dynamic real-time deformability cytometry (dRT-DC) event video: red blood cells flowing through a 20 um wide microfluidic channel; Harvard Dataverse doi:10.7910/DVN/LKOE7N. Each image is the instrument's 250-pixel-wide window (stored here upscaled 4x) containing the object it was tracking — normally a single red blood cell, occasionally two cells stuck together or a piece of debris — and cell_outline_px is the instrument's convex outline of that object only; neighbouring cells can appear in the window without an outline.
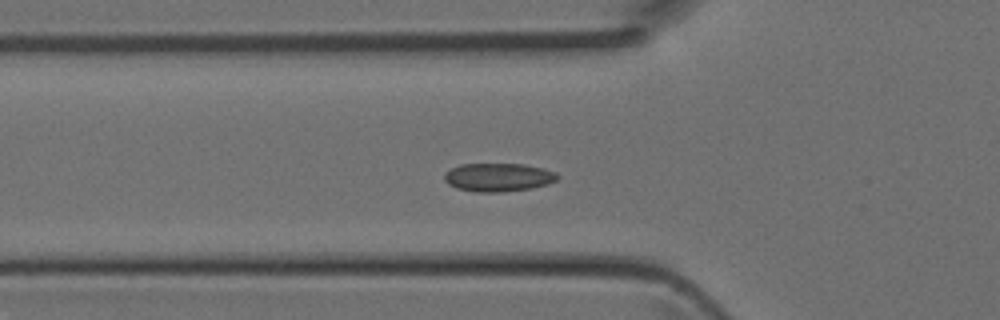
{"species": "Egyptian fruit bat (a non-hibernating species)", "species_latin": "Rousettus aegyptiacus", "temperature_condition": "room temperature", "stored_images_in_passage": 39, "camera_frame_rate_fps": 3000, "um_per_image_px": 0.085, "animal": {"sex": "female"}, "frame": {"image": 1, "passage_image": 9, "time_ms": 2.667, "image_size_px": [1000, 320], "cell_outline_px": [[560, 176], [556, 180], [548, 184], [532, 188], [500, 192], [476, 192], [456, 188], [448, 184], [444, 180], [444, 172], [460, 164], [524, 164], [544, 168], [556, 172]], "centroid_in_image_um": [42.35, 15.07], "position_along_channel_um": 83.4, "area_um2": 18.84}}
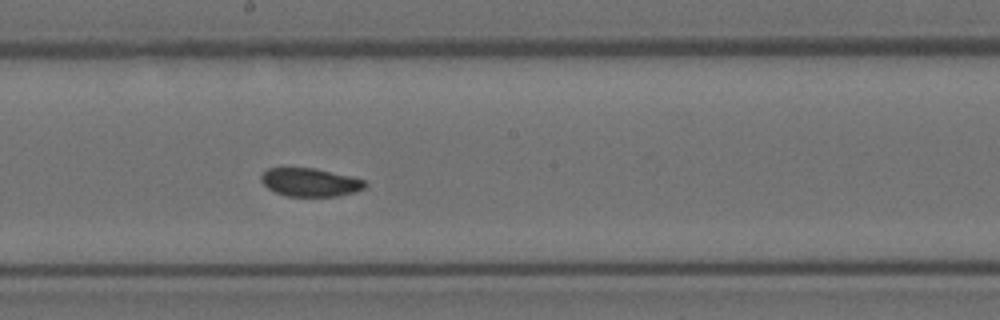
{"frame": {"image": 2, "passage_image": 18, "time_ms": 5.667, "image_size_px": [1000, 320], "cell_outline_px": [[368, 184], [364, 188], [356, 192], [336, 196], [284, 196], [268, 188], [260, 180], [260, 176], [268, 168], [316, 168], [352, 176], [364, 180]], "centroid_in_image_um": [26.38, 15.49], "position_along_channel_um": 221.8, "area_um2": 17.22}}
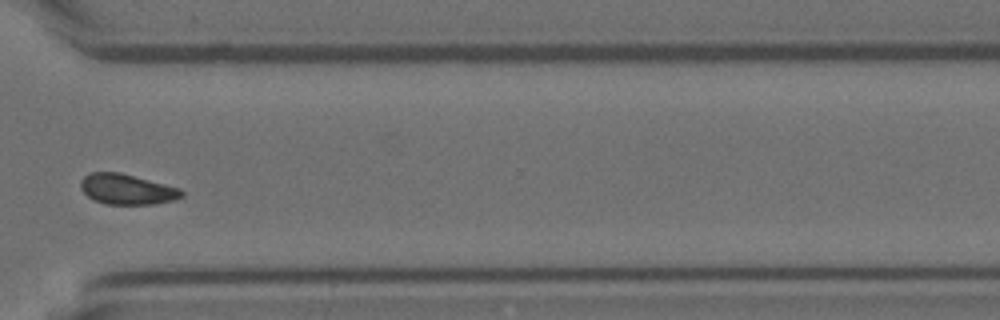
{"frame": {"image": 3, "passage_image": 27, "time_ms": 8.667, "image_size_px": [1000, 320], "cell_outline_px": [[184, 196], [176, 200], [156, 204], [104, 204], [92, 200], [80, 188], [80, 180], [88, 172], [120, 172], [180, 188], [184, 192]], "centroid_in_image_um": [10.79, 16.09], "position_along_channel_um": 359.8, "area_um2": 18.15}}